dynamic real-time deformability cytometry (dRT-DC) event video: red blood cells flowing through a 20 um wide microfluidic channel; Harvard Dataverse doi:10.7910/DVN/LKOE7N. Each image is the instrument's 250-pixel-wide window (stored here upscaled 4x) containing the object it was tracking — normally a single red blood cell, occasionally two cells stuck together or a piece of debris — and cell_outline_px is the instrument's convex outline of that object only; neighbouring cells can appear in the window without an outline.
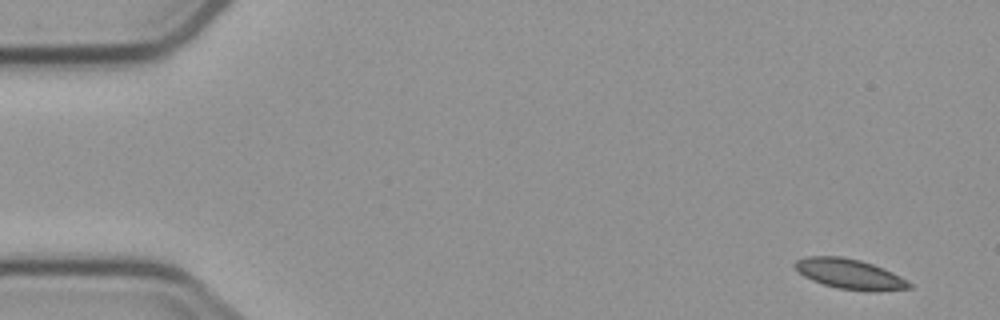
{"species": "common noctule bat (a hibernating species)", "species_latin": "Nyctalus noctula", "temperature_condition": "cold", "stored_images_in_passage": 4, "camera_frame_rate_fps": 3000, "um_per_image_px": 0.085, "animal": {"sex": "male", "body_mass_g": 23.1, "forearm_length_mm": 52.7}, "frame": {"image": 1, "passage_image": 1, "time_ms": 0.0, "image_size_px": [1000, 320], "cell_outline_px": [[912, 288], [880, 292], [868, 292], [836, 288], [812, 280], [804, 276], [792, 264], [796, 260], [804, 256], [840, 256], [860, 260], [884, 268], [900, 276], [912, 284]], "centroid_in_image_um": [72.24, 23.3], "position_along_channel_um": 12.8, "area_um2": 20.29}}